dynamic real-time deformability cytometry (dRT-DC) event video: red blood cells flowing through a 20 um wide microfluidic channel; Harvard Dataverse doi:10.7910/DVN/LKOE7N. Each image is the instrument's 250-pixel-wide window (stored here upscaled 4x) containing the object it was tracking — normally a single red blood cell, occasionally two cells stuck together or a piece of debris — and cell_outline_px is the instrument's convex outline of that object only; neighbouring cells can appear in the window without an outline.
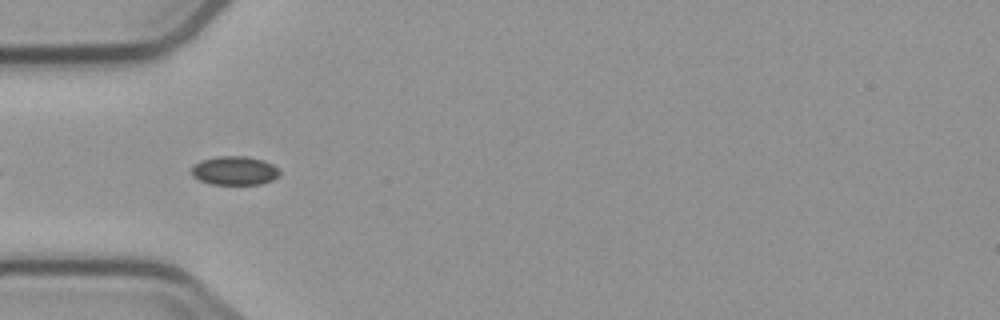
{"species": "common noctule bat (a hibernating species)", "species_latin": "Nyctalus noctula", "temperature_condition": "cold", "stored_images_in_passage": 7, "camera_frame_rate_fps": 3000, "um_per_image_px": 0.085, "animal": {"sex": "male", "body_mass_g": 23.1, "forearm_length_mm": 52.7}, "frame": {"image": 1, "passage_image": 1, "time_ms": 0.0, "image_size_px": [1000, 320], "cell_outline_px": [[280, 172], [272, 180], [260, 184], [212, 184], [200, 180], [192, 176], [192, 168], [200, 160], [216, 156], [248, 156], [264, 160], [272, 164]], "centroid_in_image_um": [19.92, 14.49], "position_along_channel_um": 65.1, "area_um2": 14.68}}
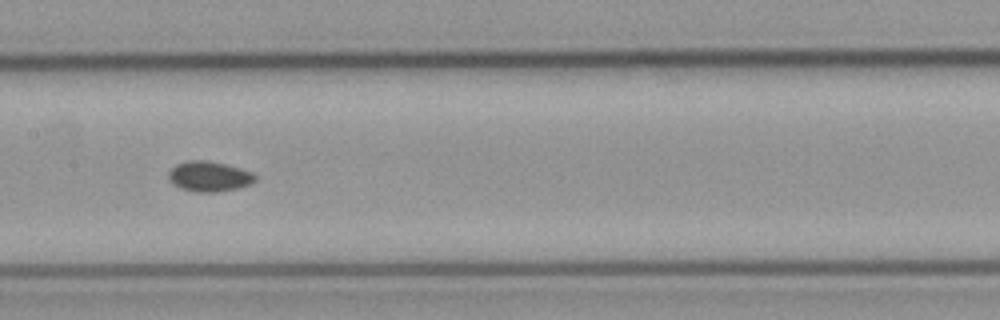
{"frame": {"image": 2, "passage_image": 4, "time_ms": 3.333, "image_size_px": [1000, 320], "cell_outline_px": [[256, 180], [248, 184], [236, 188], [216, 192], [196, 192], [180, 188], [172, 184], [168, 180], [168, 172], [176, 164], [188, 160], [208, 160], [240, 168], [252, 172], [256, 176]], "centroid_in_image_um": [17.73, 14.99], "position_along_channel_um": 189.7, "area_um2": 15.26}}
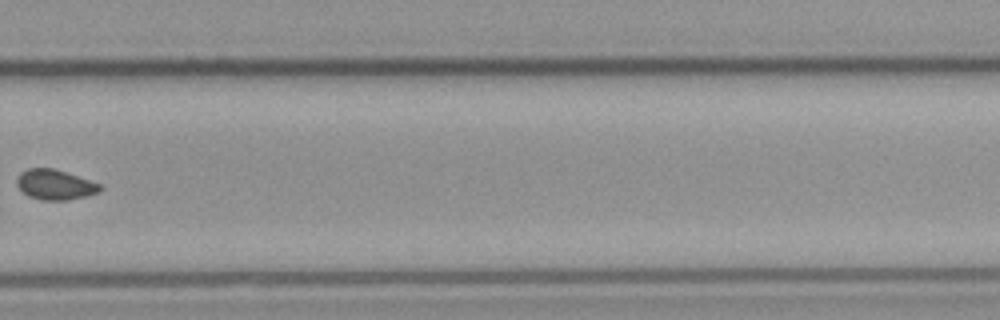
{"frame": {"image": 3, "passage_image": 7, "time_ms": 7.0, "image_size_px": [1000, 320], "cell_outline_px": [[104, 188], [100, 192], [88, 196], [68, 200], [40, 200], [28, 196], [16, 184], [16, 180], [20, 172], [28, 168], [52, 168], [100, 184]], "centroid_in_image_um": [4.68, 15.71], "position_along_channel_um": 325.1, "area_um2": 14.57}}